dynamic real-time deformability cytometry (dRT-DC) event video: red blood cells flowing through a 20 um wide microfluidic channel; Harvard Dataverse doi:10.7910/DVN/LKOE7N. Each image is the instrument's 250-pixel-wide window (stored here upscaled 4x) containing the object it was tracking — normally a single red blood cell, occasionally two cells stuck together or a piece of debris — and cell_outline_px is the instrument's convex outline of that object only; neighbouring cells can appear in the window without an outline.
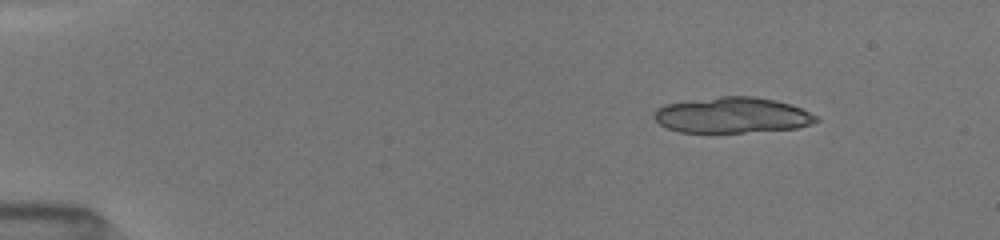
{"species": "common noctule bat (a hibernating species)", "species_latin": "Nyctalus noctula", "temperature_condition": "room temperature", "stored_images_in_passage": 21, "camera_frame_rate_fps": 3000, "um_per_image_px": 0.085, "animal": {"sex": "female", "body_mass_g": 19.5, "forearm_length_mm": 54.1}, "frame": {"image": 1, "passage_image": 4, "time_ms": 1.667, "image_size_px": [1000, 240], "cell_outline_px": [[820, 120], [796, 128], [744, 132], [680, 132], [668, 128], [660, 124], [652, 116], [652, 112], [656, 108], [664, 104], [720, 96], [752, 96], [776, 100], [800, 108], [816, 116]], "centroid_in_image_um": [62.18, 9.78], "position_along_channel_um": 22.8, "area_um2": 33.52}}
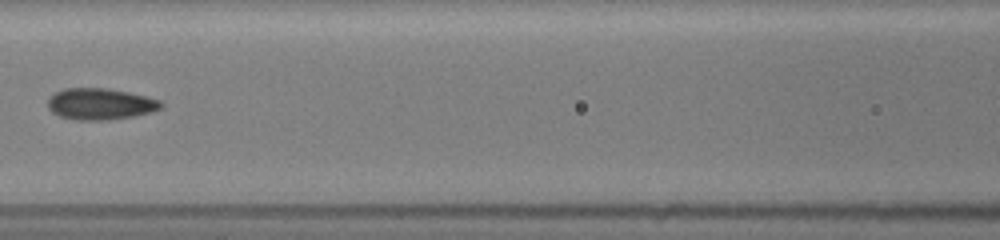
{"frame": {"image": 2, "passage_image": 15, "time_ms": 7.667, "image_size_px": [1000, 240], "cell_outline_px": [[164, 104], [160, 108], [152, 112], [132, 116], [108, 120], [76, 120], [60, 116], [52, 112], [48, 108], [48, 96], [64, 88], [108, 88], [148, 96], [160, 100]], "centroid_in_image_um": [8.52, 8.83], "position_along_channel_um": 158.1, "area_um2": 20.87}}
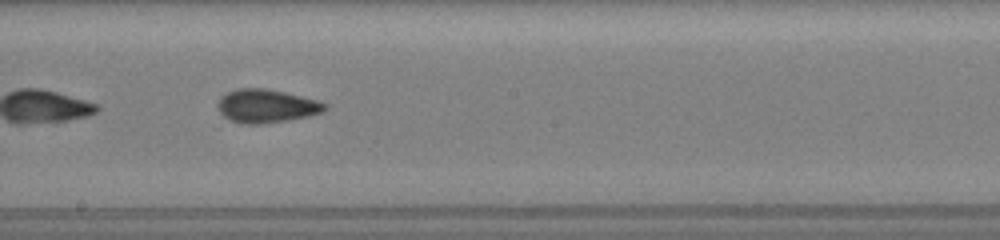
{"frame": {"image": 3, "passage_image": 18, "time_ms": 9.333, "image_size_px": [1000, 240], "cell_outline_px": [[328, 108], [324, 112], [308, 116], [288, 120], [260, 124], [240, 124], [228, 120], [216, 108], [216, 104], [220, 96], [236, 88], [264, 88], [284, 92], [320, 100], [328, 104]], "centroid_in_image_um": [22.64, 9.01], "position_along_channel_um": 225.6, "area_um2": 21.27}}